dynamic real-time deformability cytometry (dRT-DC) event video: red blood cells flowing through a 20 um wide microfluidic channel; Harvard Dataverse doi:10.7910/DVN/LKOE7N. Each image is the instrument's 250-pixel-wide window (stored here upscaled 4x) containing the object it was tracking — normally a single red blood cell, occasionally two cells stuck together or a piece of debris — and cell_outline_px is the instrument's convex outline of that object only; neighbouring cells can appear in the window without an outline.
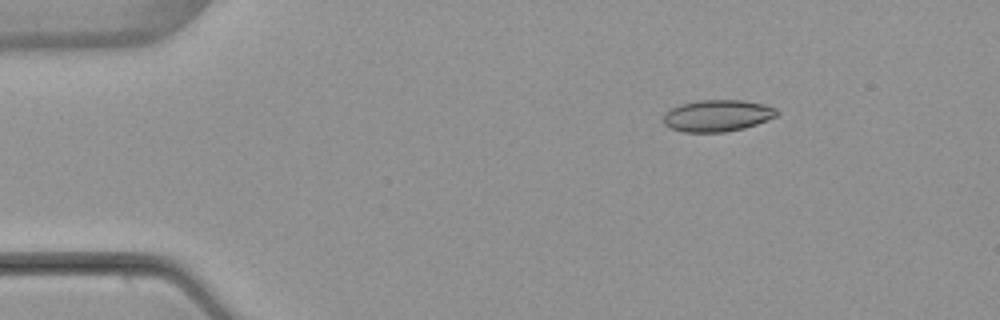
{"species": "common noctule bat (a hibernating species)", "species_latin": "Nyctalus noctula", "temperature_condition": "warm", "stored_images_in_passage": 3, "camera_frame_rate_fps": 3000, "um_per_image_px": 0.085, "animal": {"sex": "female", "body_mass_g": 22.7, "forearm_length_mm": 54.2}, "frame": {"image": 1, "passage_image": 2, "time_ms": 1.667, "image_size_px": [1000, 320], "cell_outline_px": [[780, 112], [776, 116], [768, 120], [744, 128], [724, 132], [684, 132], [668, 128], [660, 120], [664, 112], [680, 104], [700, 100], [744, 100], [764, 104], [776, 108]], "centroid_in_image_um": [60.94, 9.83], "position_along_channel_um": 24.1, "area_um2": 21.27}}